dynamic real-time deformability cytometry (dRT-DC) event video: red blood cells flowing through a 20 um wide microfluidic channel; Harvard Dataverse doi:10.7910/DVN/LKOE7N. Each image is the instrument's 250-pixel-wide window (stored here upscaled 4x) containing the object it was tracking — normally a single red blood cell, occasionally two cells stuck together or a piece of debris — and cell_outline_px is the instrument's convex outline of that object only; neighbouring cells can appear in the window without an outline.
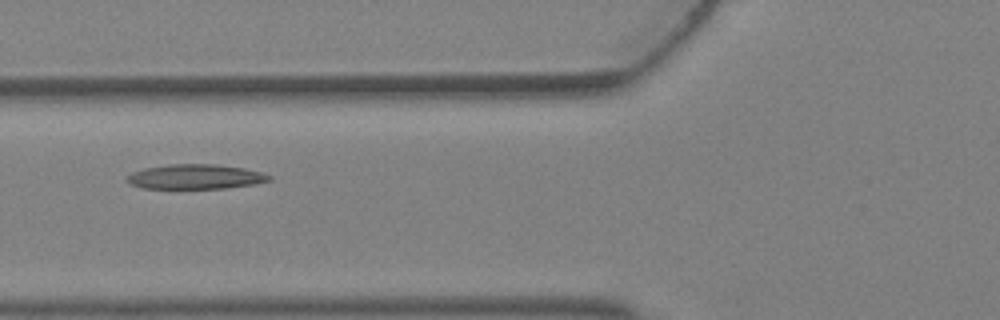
{"species": "Egyptian fruit bat (a non-hibernating species)", "species_latin": "Rousettus aegyptiacus", "temperature_condition": "warm", "stored_images_in_passage": 3, "camera_frame_rate_fps": 3000, "um_per_image_px": 0.085, "animal": {"sex": "female"}, "frame": {"image": 1, "passage_image": 3, "time_ms": 0.667, "image_size_px": [1000, 320], "cell_outline_px": [[272, 180], [256, 184], [228, 188], [144, 188], [128, 184], [124, 180], [132, 172], [144, 168], [168, 164], [216, 164], [244, 168], [260, 172], [272, 176]], "centroid_in_image_um": [16.61, 15.02], "position_along_channel_um": 109.2, "area_um2": 20.63}}